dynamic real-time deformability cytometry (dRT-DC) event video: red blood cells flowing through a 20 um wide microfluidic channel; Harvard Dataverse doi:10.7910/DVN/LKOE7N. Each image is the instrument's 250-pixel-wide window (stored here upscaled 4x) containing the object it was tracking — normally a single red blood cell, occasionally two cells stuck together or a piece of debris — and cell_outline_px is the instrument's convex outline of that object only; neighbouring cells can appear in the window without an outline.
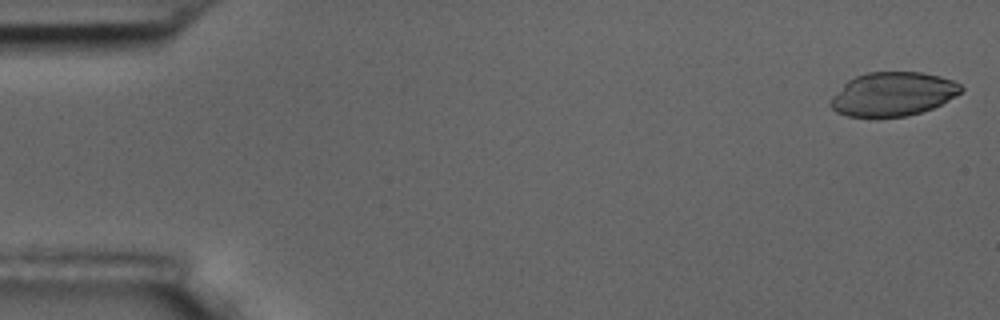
{"species": "common noctule bat (a hibernating species)", "species_latin": "Nyctalus noctula", "temperature_condition": "room temperature", "stored_images_in_passage": 56, "camera_frame_rate_fps": 3000, "um_per_image_px": 0.085, "animal": {"sex": "male", "body_mass_g": 17.5, "forearm_length_mm": 52.3}, "frame": {"image": 1, "passage_image": 2, "time_ms": 0.333, "image_size_px": [1000, 320], "cell_outline_px": [[964, 88], [960, 92], [948, 100], [932, 108], [908, 116], [876, 120], [848, 116], [836, 112], [828, 104], [832, 96], [848, 80], [856, 76], [868, 72], [920, 72], [940, 76], [952, 80], [960, 84]], "centroid_in_image_um": [75.84, 8.04], "position_along_channel_um": 9.2, "area_um2": 33.93}}